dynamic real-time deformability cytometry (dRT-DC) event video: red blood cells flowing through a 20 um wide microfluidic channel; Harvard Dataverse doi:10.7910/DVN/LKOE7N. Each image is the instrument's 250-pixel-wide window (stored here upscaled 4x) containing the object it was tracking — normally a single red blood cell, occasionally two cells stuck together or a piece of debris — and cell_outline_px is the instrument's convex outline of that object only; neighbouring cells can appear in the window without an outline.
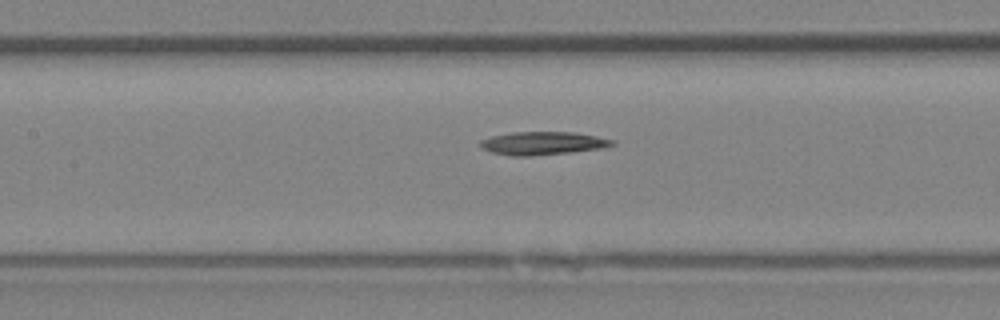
{"species": "Egyptian fruit bat (a non-hibernating species)", "species_latin": "Rousettus aegyptiacus", "temperature_condition": "room temperature", "stored_images_in_passage": 25, "camera_frame_rate_fps": 3000, "um_per_image_px": 0.085, "animal": {"sex": "female"}, "frame": {"image": 1, "passage_image": 11, "time_ms": 3.333, "image_size_px": [1000, 320], "cell_outline_px": [[616, 144], [604, 148], [532, 156], [512, 156], [492, 152], [484, 148], [480, 144], [480, 140], [492, 136], [512, 132], [572, 132], [596, 136], [612, 140]], "centroid_in_image_um": [46.14, 12.17], "position_along_channel_um": 161.3, "area_um2": 17.57}}